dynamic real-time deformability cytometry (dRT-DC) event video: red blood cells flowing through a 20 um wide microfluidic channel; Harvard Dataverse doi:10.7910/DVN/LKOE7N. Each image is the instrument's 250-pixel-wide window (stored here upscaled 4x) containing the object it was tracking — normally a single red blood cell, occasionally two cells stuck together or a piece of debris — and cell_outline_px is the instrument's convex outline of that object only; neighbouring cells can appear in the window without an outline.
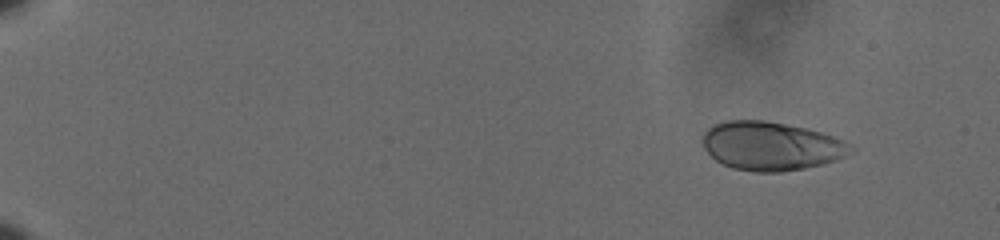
{"species": "human", "species_latin": "Homo sapiens", "temperature_condition": "cold", "stored_images_in_passage": 54, "camera_frame_rate_fps": 3000, "um_per_image_px": 0.085, "donor": {"sex": "male"}, "frame": {"image": 1, "passage_image": 1, "time_ms": 0.0, "image_size_px": [1000, 240], "cell_outline_px": [[856, 148], [844, 156], [836, 160], [804, 168], [780, 172], [756, 172], [732, 168], [716, 160], [704, 148], [700, 140], [704, 132], [712, 124], [728, 120], [764, 120], [808, 128], [832, 136]], "centroid_in_image_um": [65.49, 12.4], "position_along_channel_um": 19.5, "area_um2": 41.91}}
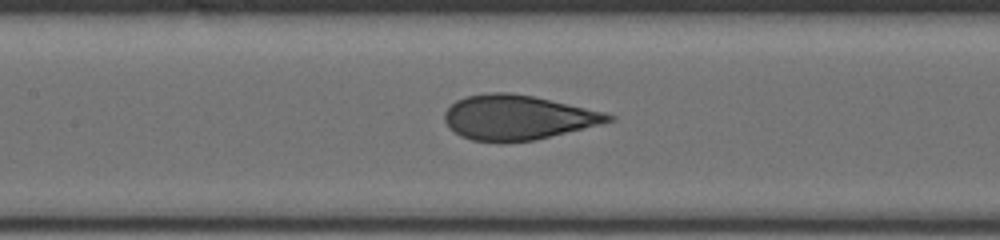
{"frame": {"image": 2, "passage_image": 26, "time_ms": 8.333, "image_size_px": [1000, 240], "cell_outline_px": [[616, 116], [612, 120], [600, 124], [536, 140], [504, 144], [500, 144], [472, 140], [460, 136], [444, 120], [444, 112], [456, 100], [464, 96], [488, 92], [512, 92], [532, 96], [604, 112]], "centroid_in_image_um": [43.95, 10.0], "position_along_channel_um": 163.4, "area_um2": 42.83}}
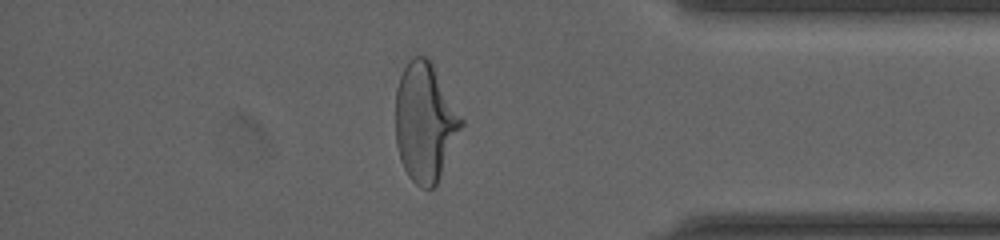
{"frame": {"image": 3, "passage_image": 47, "time_ms": 15.333, "image_size_px": [1000, 240], "cell_outline_px": [[464, 124], [440, 176], [436, 184], [432, 188], [420, 188], [408, 176], [400, 160], [396, 144], [396, 88], [400, 76], [404, 68], [412, 56], [428, 56], [432, 60], [464, 120]], "centroid_in_image_um": [36.13, 10.35], "position_along_channel_um": 399.1, "area_um2": 45.78}, "authors_computed_cell_mechanics": {"area_um2": 42.7431, "velocity_mm_per_s": 3.6031, "shape_relaxation_time_tau1_ms": 5.3168, "shape_relaxation_time_tau2_ms": null, "deformation_change_tau1": 0.1943, "deformation_change_tau2": null}}